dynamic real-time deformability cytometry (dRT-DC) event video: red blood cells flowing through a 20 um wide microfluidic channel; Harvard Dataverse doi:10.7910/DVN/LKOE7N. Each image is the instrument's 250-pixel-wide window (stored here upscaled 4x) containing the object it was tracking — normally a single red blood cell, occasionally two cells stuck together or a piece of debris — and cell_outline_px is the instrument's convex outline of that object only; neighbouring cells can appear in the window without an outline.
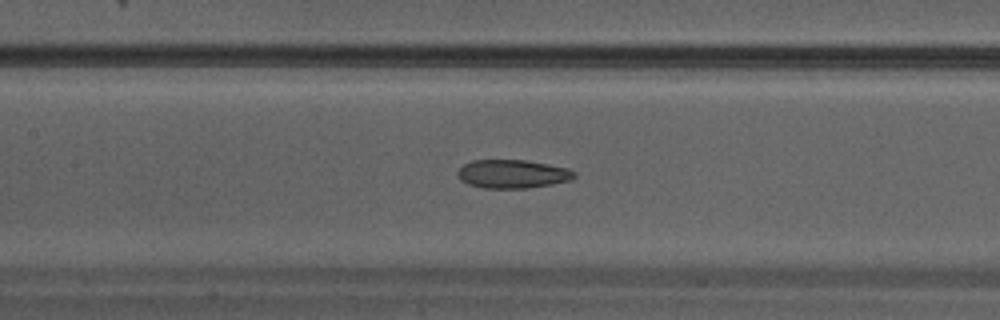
{"species": "Egyptian fruit bat (a non-hibernating species)", "species_latin": "Rousettus aegyptiacus", "temperature_condition": "warm", "stored_images_in_passage": 26, "camera_frame_rate_fps": 3000, "um_per_image_px": 0.085, "animal": {"sex": "male"}, "frame": {"image": 1, "passage_image": 8, "time_ms": 2.333, "image_size_px": [1000, 320], "cell_outline_px": [[576, 176], [572, 180], [552, 184], [528, 188], [484, 188], [468, 184], [460, 180], [456, 172], [464, 164], [472, 160], [528, 160], [568, 168], [576, 172]], "centroid_in_image_um": [43.58, 14.78], "position_along_channel_um": 163.8, "area_um2": 19.54}}
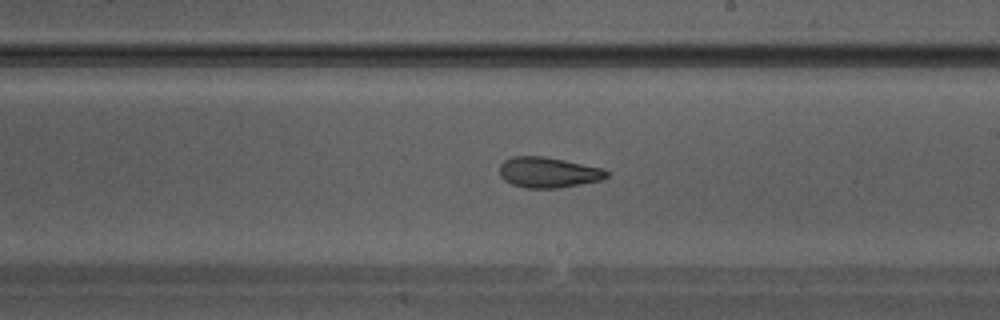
{"frame": {"image": 2, "passage_image": 12, "time_ms": 3.667, "image_size_px": [1000, 320], "cell_outline_px": [[608, 176], [600, 180], [560, 188], [524, 188], [512, 184], [504, 180], [500, 176], [500, 164], [504, 160], [512, 156], [544, 156], [604, 168], [608, 172]], "centroid_in_image_um": [46.59, 14.65], "position_along_channel_um": 242.4, "area_um2": 19.13}}